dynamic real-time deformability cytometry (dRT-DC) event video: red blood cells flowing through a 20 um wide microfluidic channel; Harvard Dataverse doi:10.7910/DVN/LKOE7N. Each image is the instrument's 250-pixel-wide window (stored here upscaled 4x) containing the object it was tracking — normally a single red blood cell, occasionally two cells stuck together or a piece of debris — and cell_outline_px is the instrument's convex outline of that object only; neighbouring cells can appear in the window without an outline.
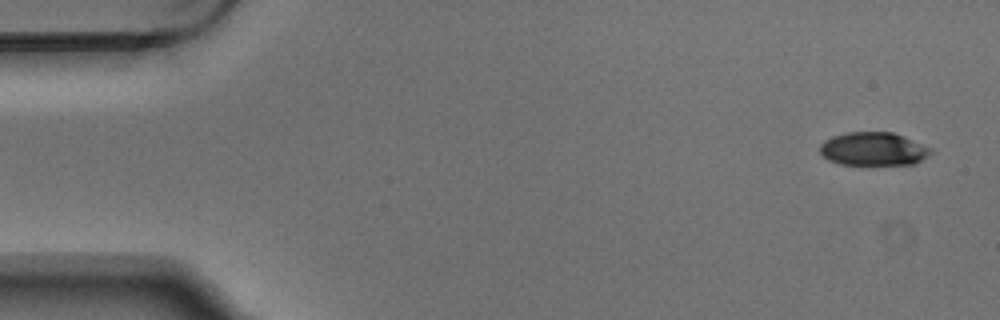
{"species": "Egyptian fruit bat (a non-hibernating species)", "species_latin": "Rousettus aegyptiacus", "temperature_condition": "warm", "stored_images_in_passage": 4, "camera_frame_rate_fps": 3000, "um_per_image_px": 0.085, "animal": {"sex": "male"}, "frame": {"image": 1, "passage_image": 1, "time_ms": 0.0, "image_size_px": [1000, 320], "cell_outline_px": [[932, 152], [928, 156], [912, 164], [840, 164], [828, 160], [820, 152], [820, 144], [824, 140], [832, 136], [848, 132], [892, 132], [932, 148]], "centroid_in_image_um": [74.21, 12.65], "position_along_channel_um": 10.8, "area_um2": 21.33}}
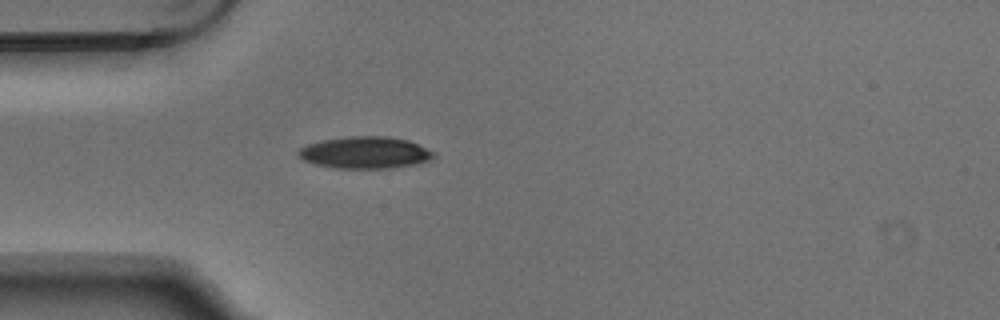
{"frame": {"image": 2, "passage_image": 4, "time_ms": 1.0, "image_size_px": [1000, 320], "cell_outline_px": [[436, 156], [432, 160], [416, 164], [388, 168], [336, 168], [316, 164], [304, 160], [296, 156], [296, 152], [300, 148], [308, 144], [324, 140], [352, 136], [388, 136], [408, 140], [436, 152]], "centroid_in_image_um": [31.06, 12.97], "position_along_channel_um": 53.9, "area_um2": 25.2}}